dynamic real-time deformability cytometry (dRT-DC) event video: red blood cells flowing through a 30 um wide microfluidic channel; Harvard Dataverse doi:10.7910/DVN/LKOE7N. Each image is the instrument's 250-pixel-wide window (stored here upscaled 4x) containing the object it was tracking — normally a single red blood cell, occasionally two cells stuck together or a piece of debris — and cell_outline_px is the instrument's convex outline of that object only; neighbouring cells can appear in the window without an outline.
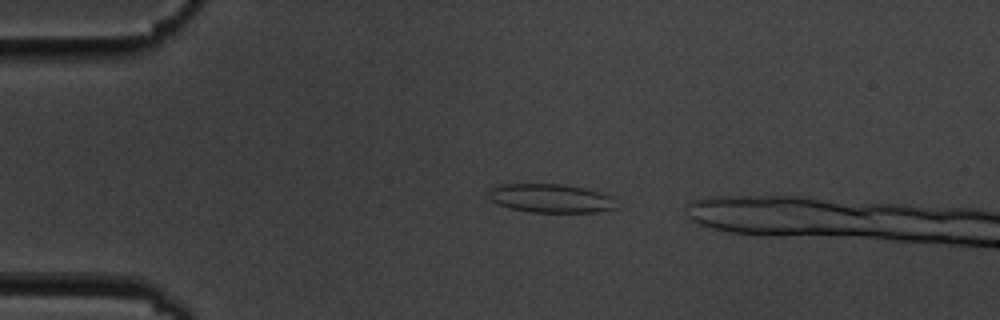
{"species": "common noctule bat (a hibernating species)", "species_latin": "Nyctalus noctula", "temperature_condition": "cold", "stored_images_in_passage": 3, "camera_frame_rate_fps": 3000, "um_per_image_px": 0.085, "animal": {"sex": "male", "body_mass_g": 19.5, "forearm_length_mm": 54.6}, "frame": {"image": 1, "passage_image": 2, "time_ms": 1.0, "image_size_px": [1000, 320], "cell_outline_px": [[616, 208], [596, 212], [532, 212], [512, 208], [500, 204], [492, 200], [488, 196], [488, 192], [492, 188], [504, 184], [564, 184], [584, 188], [612, 196]], "centroid_in_image_um": [46.83, 16.85], "position_along_channel_um": 38.2, "area_um2": 21.04}}